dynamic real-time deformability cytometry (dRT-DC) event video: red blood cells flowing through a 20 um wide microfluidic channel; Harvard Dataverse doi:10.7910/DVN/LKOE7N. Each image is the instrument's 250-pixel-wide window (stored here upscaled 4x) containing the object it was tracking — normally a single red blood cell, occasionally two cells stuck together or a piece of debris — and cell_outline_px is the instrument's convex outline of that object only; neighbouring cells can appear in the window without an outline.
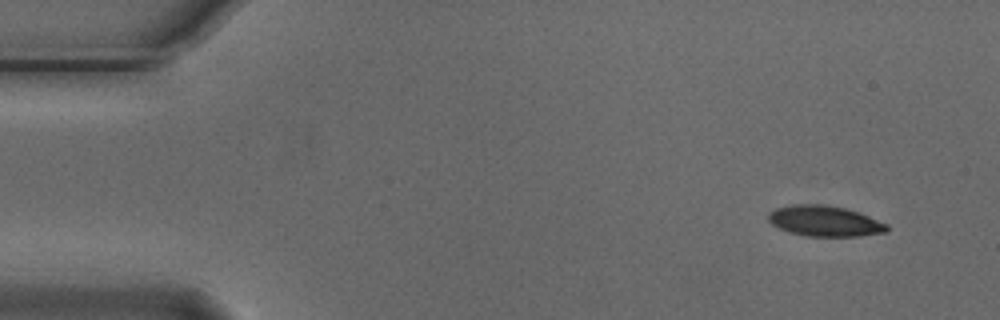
{"species": "Egyptian fruit bat (a non-hibernating species)", "species_latin": "Rousettus aegyptiacus", "temperature_condition": "cold", "stored_images_in_passage": 10, "camera_frame_rate_fps": 3000, "um_per_image_px": 0.085, "animal": {"sex": "male"}, "frame": {"image": 1, "passage_image": 1, "time_ms": 0.0, "image_size_px": [1000, 320], "cell_outline_px": [[888, 232], [860, 236], [804, 236], [788, 232], [772, 224], [768, 220], [768, 212], [776, 208], [792, 204], [828, 204], [860, 212], [888, 224]], "centroid_in_image_um": [70.11, 18.78], "position_along_channel_um": 14.9, "area_um2": 21.44}}
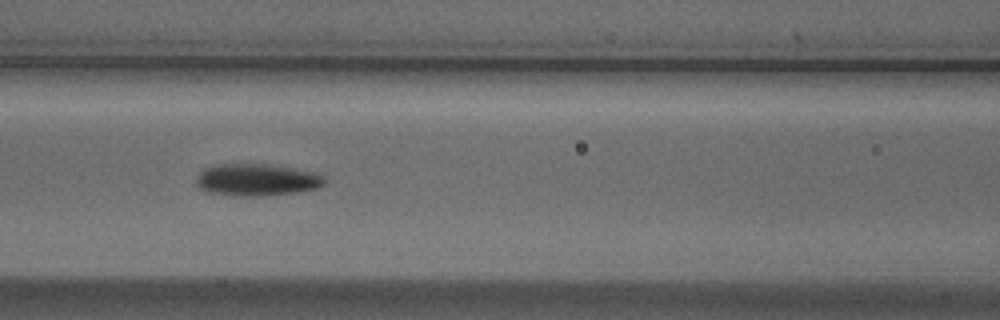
{"frame": {"image": 2, "passage_image": 6, "time_ms": 1.667, "image_size_px": [1000, 320], "cell_outline_px": [[324, 184], [316, 188], [296, 192], [268, 196], [240, 196], [208, 192], [200, 188], [196, 184], [196, 176], [204, 168], [212, 164], [272, 164], [316, 172], [324, 176]], "centroid_in_image_um": [21.81, 15.27], "position_along_channel_um": 144.8, "area_um2": 24.22}}
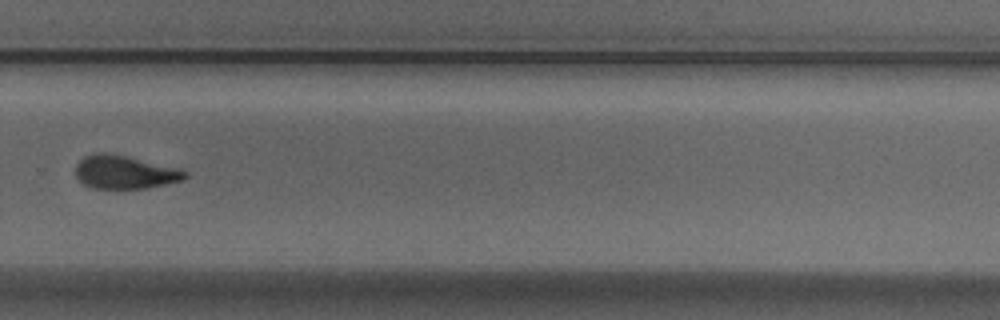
{"frame": {"image": 3, "passage_image": 10, "time_ms": 3.0, "image_size_px": [1000, 320], "cell_outline_px": [[188, 176], [184, 180], [148, 188], [92, 188], [84, 184], [76, 176], [76, 164], [84, 156], [92, 152], [104, 152], [124, 156], [188, 172]], "centroid_in_image_um": [10.54, 14.64], "position_along_channel_um": 319.3, "area_um2": 20.81}}